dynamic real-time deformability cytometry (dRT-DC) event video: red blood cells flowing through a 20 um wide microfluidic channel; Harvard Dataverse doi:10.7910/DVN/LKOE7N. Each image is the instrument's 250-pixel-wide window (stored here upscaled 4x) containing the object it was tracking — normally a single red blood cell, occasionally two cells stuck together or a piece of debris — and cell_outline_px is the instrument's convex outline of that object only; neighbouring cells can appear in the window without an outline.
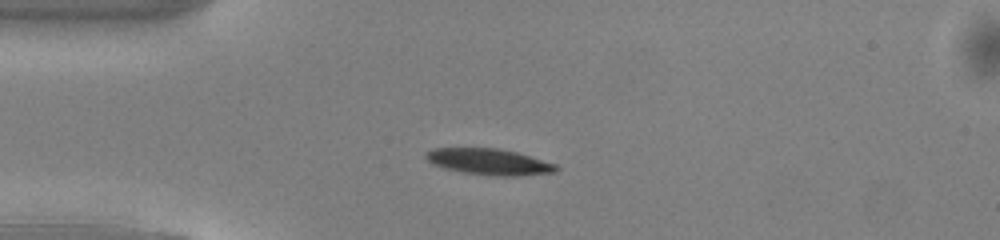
{"species": "common noctule bat (a hibernating species)", "species_latin": "Nyctalus noctula", "temperature_condition": "warm", "stored_images_in_passage": 38, "camera_frame_rate_fps": 3000, "um_per_image_px": 0.085, "animal": {"sex": "male", "body_mass_g": 13.0, "forearm_length_mm": 53.1}, "frame": {"image": 1, "passage_image": 1, "time_ms": 0.0, "image_size_px": [1000, 240], "cell_outline_px": [[560, 168], [556, 172], [516, 176], [496, 176], [460, 172], [444, 168], [432, 164], [424, 156], [432, 148], [496, 148], [516, 152], [556, 164]], "centroid_in_image_um": [41.57, 13.76], "position_along_channel_um": 43.4, "area_um2": 19.83}}
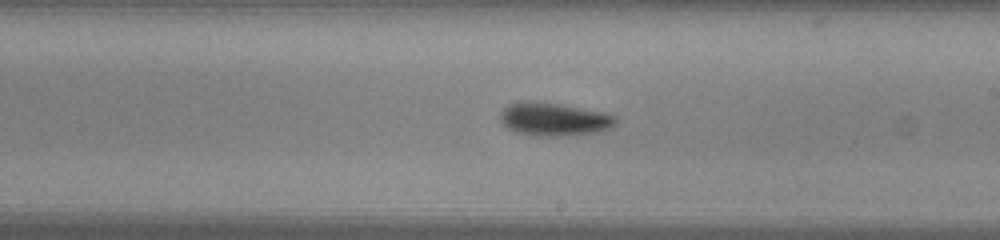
{"frame": {"image": 2, "passage_image": 17, "time_ms": 5.333, "image_size_px": [1000, 240], "cell_outline_px": [[616, 124], [612, 128], [596, 132], [564, 136], [536, 136], [516, 132], [508, 128], [500, 120], [500, 116], [504, 108], [508, 104], [560, 104], [600, 112], [616, 116]], "centroid_in_image_um": [47.14, 10.19], "position_along_channel_um": 241.9, "area_um2": 21.44}}
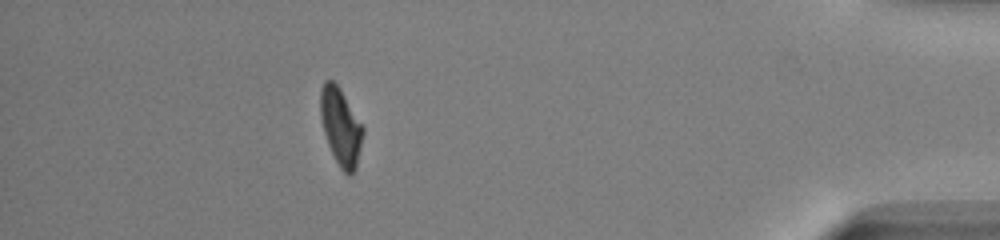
{"frame": {"image": 3, "passage_image": 33, "time_ms": 10.667, "image_size_px": [1000, 240], "cell_outline_px": [[364, 132], [356, 168], [352, 176], [348, 176], [340, 168], [328, 144], [324, 132], [320, 116], [320, 88], [324, 80], [332, 80], [340, 88], [364, 128]], "centroid_in_image_um": [28.96, 10.77], "position_along_channel_um": 406.2, "area_um2": 19.13}, "authors_computed_cell_mechanics": {"area_um2": 20.4034, "velocity_mm_per_s": 4.1096, "shape_relaxation_time_tau1_ms": 2.4691, "shape_relaxation_time_tau2_ms": 10.2582, "deformation_change_tau1": 0.1263, "deformation_change_tau2": 0.1856}}